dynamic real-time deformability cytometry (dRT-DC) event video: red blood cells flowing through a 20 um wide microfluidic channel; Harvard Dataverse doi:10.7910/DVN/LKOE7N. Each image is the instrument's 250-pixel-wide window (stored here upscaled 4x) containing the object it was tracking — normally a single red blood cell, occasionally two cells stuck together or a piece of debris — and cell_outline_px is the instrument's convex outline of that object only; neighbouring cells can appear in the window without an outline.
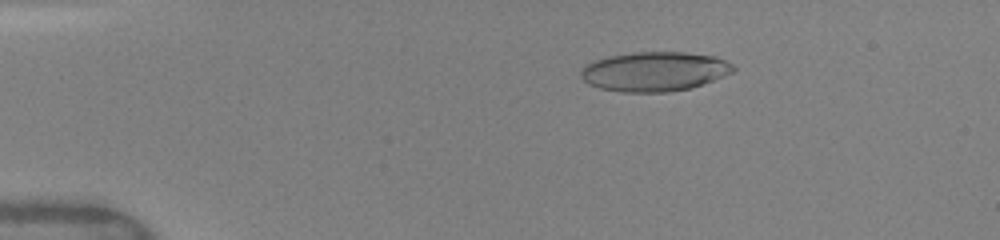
{"species": "human", "species_latin": "Homo sapiens", "temperature_condition": "warm", "stored_images_in_passage": 44, "camera_frame_rate_fps": 3000, "um_per_image_px": 0.085, "donor": {"sex": "female"}, "frame": {"image": 1, "passage_image": 5, "time_ms": 2.667, "image_size_px": [1000, 240], "cell_outline_px": [[736, 68], [732, 72], [724, 76], [692, 88], [668, 92], [624, 92], [600, 88], [588, 84], [580, 76], [580, 72], [588, 64], [596, 60], [608, 56], [636, 52], [684, 52], [716, 56], [732, 64]], "centroid_in_image_um": [55.66, 6.08], "position_along_channel_um": 29.3, "area_um2": 34.97}}
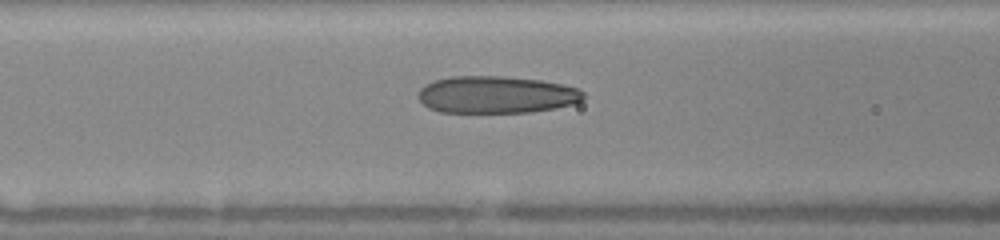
{"frame": {"image": 2, "passage_image": 14, "time_ms": 6.667, "image_size_px": [1000, 240], "cell_outline_px": [[584, 96], [580, 100], [572, 104], [556, 108], [528, 112], [440, 112], [428, 108], [416, 96], [420, 88], [424, 84], [436, 80], [452, 76], [500, 76], [540, 80], [564, 84], [576, 88], [584, 92]], "centroid_in_image_um": [42.15, 8.04], "position_along_channel_um": 124.4, "area_um2": 35.78}}
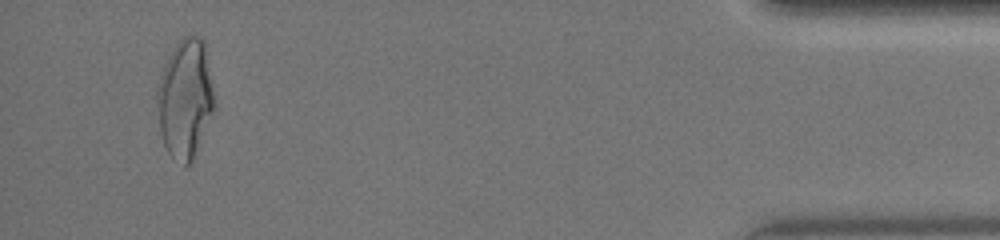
{"frame": {"image": 3, "passage_image": 41, "time_ms": 15.333, "image_size_px": [1000, 240], "cell_outline_px": [[216, 104], [192, 160], [184, 168], [172, 160], [164, 144], [160, 132], [156, 104], [156, 88], [160, 76], [168, 56], [172, 48], [184, 36], [200, 36], [204, 40], [216, 100]], "centroid_in_image_um": [15.73, 8.39], "position_along_channel_um": 419.5, "area_um2": 40.11}, "authors_computed_cell_mechanics": {"area_um2": 35.547, "velocity_mm_per_s": 4.1229, "shape_relaxation_time_tau1_ms": 5.1078, "shape_relaxation_time_tau2_ms": 1.1814, "deformation_change_tau1": 0.2213, "deformation_change_tau2": 0.1014}}